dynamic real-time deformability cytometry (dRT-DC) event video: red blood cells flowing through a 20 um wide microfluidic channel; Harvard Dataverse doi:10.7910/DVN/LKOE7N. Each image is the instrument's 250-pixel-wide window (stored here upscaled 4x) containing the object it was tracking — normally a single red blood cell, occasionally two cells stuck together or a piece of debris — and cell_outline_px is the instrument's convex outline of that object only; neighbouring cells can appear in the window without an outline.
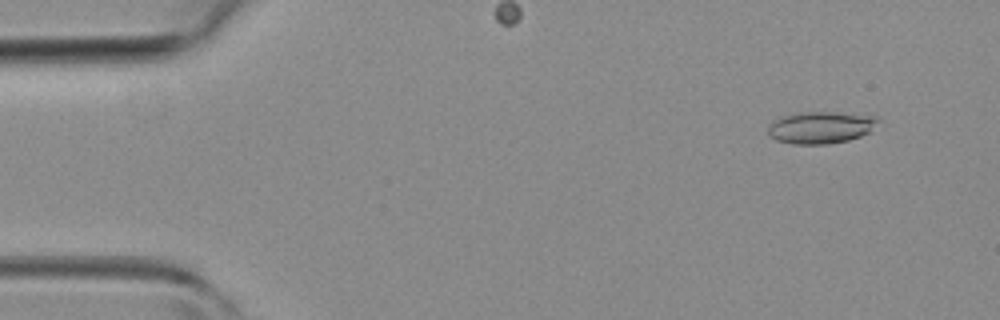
{"species": "common noctule bat (a hibernating species)", "species_latin": "Nyctalus noctula", "temperature_condition": "room temperature", "stored_images_in_passage": 44, "camera_frame_rate_fps": 3000, "um_per_image_px": 0.085, "animal": {"sex": "female", "body_mass_g": 19.3, "forearm_length_mm": 54.1}, "frame": {"image": 1, "passage_image": 4, "time_ms": 1.0, "image_size_px": [1000, 320], "cell_outline_px": [[880, 120], [868, 132], [860, 136], [848, 140], [828, 144], [792, 144], [776, 140], [768, 136], [768, 124], [772, 120], [784, 116], [800, 112], [836, 112], [876, 116]], "centroid_in_image_um": [69.71, 10.83], "position_along_channel_um": 15.3, "area_um2": 20.58}}
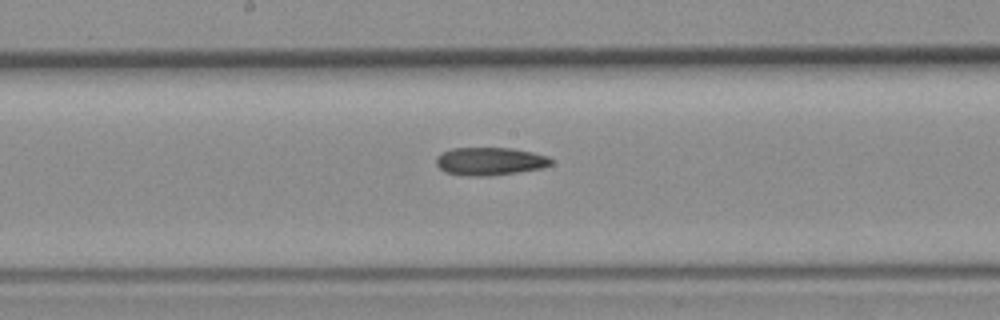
{"frame": {"image": 2, "passage_image": 23, "time_ms": 7.333, "image_size_px": [1000, 320], "cell_outline_px": [[552, 164], [540, 168], [516, 172], [488, 176], [468, 176], [444, 172], [436, 164], [436, 156], [452, 148], [512, 148], [532, 152], [548, 156], [552, 160]], "centroid_in_image_um": [41.62, 13.71], "position_along_channel_um": 206.6, "area_um2": 18.61}}
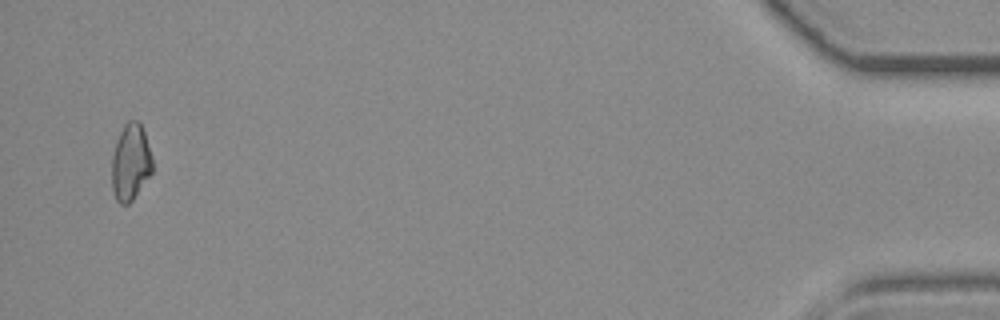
{"frame": {"image": 3, "passage_image": 43, "time_ms": 14.0, "image_size_px": [1000, 320], "cell_outline_px": [[152, 172], [132, 200], [128, 204], [120, 204], [116, 200], [112, 188], [112, 156], [116, 140], [124, 124], [128, 120], [136, 120], [140, 124], [144, 132], [152, 160]], "centroid_in_image_um": [11.08, 13.8], "position_along_channel_um": 424.1, "area_um2": 17.92}}